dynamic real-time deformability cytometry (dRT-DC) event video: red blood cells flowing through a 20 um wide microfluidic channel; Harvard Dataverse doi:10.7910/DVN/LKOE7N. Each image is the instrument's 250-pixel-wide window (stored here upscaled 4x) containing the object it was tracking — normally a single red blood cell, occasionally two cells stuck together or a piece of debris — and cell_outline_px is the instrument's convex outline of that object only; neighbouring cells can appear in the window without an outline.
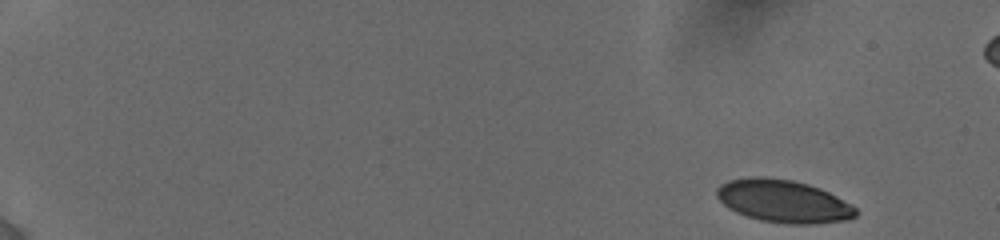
{"species": "human", "species_latin": "Homo sapiens", "temperature_condition": "cold", "stored_images_in_passage": 17, "camera_frame_rate_fps": 3000, "um_per_image_px": 0.085, "donor": {"sex": "female"}, "frame": {"image": 1, "passage_image": 1, "time_ms": 0.0, "image_size_px": [1000, 240], "cell_outline_px": [[856, 216], [848, 220], [812, 224], [788, 224], [760, 220], [736, 212], [728, 208], [716, 196], [716, 188], [720, 184], [728, 180], [752, 176], [764, 176], [792, 180], [808, 184], [820, 188], [836, 196], [856, 208]], "centroid_in_image_um": [66.56, 17.09], "position_along_channel_um": 18.4, "area_um2": 34.62}}
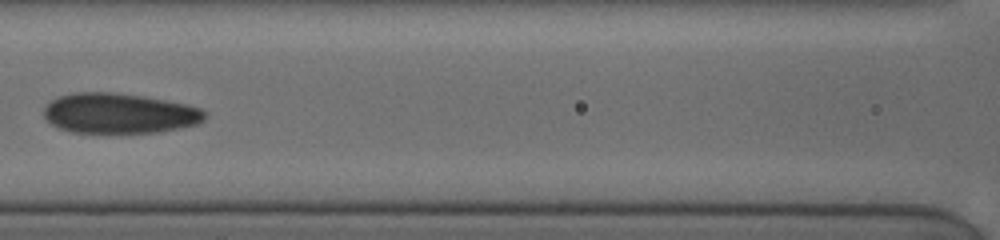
{"frame": {"image": 2, "passage_image": 13, "time_ms": 8.0, "image_size_px": [1000, 240], "cell_outline_px": [[208, 116], [204, 120], [196, 124], [180, 128], [160, 132], [72, 132], [60, 128], [44, 120], [44, 108], [52, 100], [60, 96], [76, 92], [112, 92], [144, 96], [188, 104], [200, 108], [208, 112]], "centroid_in_image_um": [10.17, 9.62], "position_along_channel_um": 156.4, "area_um2": 37.8}}
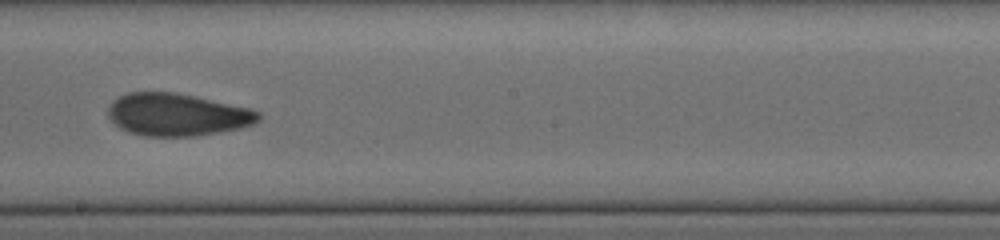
{"frame": {"image": 3, "passage_image": 16, "time_ms": 10.0, "image_size_px": [1000, 240], "cell_outline_px": [[260, 120], [256, 124], [240, 128], [220, 132], [196, 136], [144, 136], [128, 132], [120, 128], [108, 116], [108, 104], [112, 100], [128, 92], [172, 92], [252, 108], [260, 112]], "centroid_in_image_um": [15.07, 9.75], "position_along_channel_um": 233.1, "area_um2": 37.34}}